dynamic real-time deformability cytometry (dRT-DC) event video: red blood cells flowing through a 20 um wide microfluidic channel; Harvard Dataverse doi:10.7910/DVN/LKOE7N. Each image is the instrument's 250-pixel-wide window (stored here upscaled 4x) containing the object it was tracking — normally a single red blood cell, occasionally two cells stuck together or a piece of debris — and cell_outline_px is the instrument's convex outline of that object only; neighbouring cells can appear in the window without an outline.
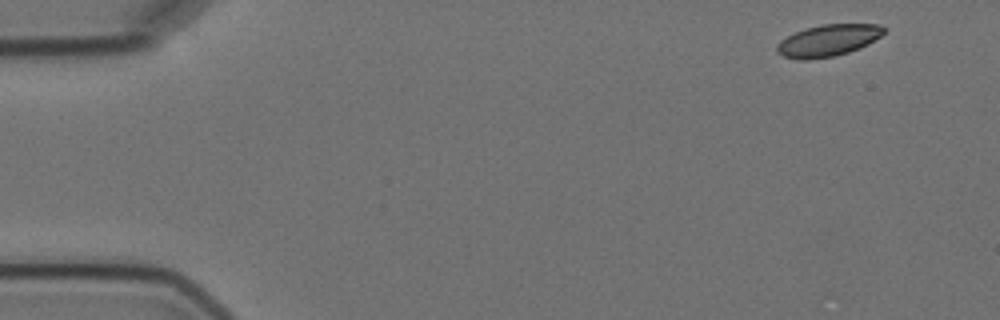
{"species": "Egyptian fruit bat (a non-hibernating species)", "species_latin": "Rousettus aegyptiacus", "temperature_condition": "cold", "stored_images_in_passage": 4, "camera_frame_rate_fps": 3000, "um_per_image_px": 0.085, "animal": {"sex": "female"}, "frame": {"image": 1, "passage_image": 1, "time_ms": 0.0, "image_size_px": [1000, 320], "cell_outline_px": [[884, 32], [880, 36], [868, 44], [860, 48], [848, 52], [832, 56], [808, 60], [800, 60], [784, 56], [776, 52], [776, 44], [780, 40], [796, 32], [808, 28], [824, 24], [880, 24], [884, 28]], "centroid_in_image_um": [70.37, 3.44], "position_along_channel_um": 14.6, "area_um2": 19.59}}
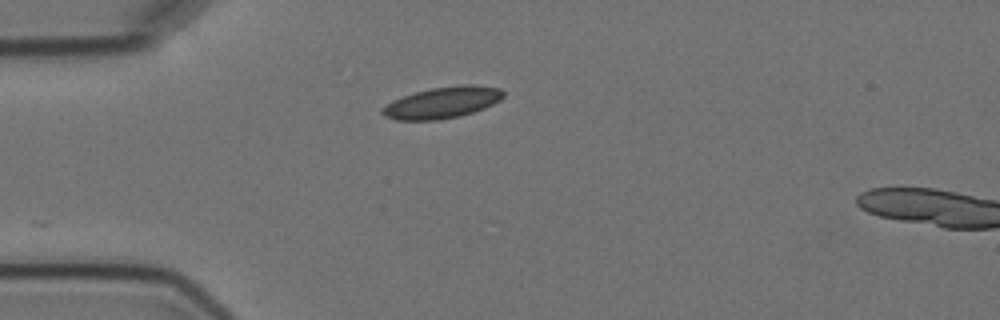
{"frame": {"image": 2, "passage_image": 4, "time_ms": 3.667, "image_size_px": [1000, 320], "cell_outline_px": [[504, 96], [500, 100], [484, 108], [460, 116], [436, 120], [396, 120], [384, 116], [380, 112], [380, 108], [392, 100], [416, 92], [432, 88], [460, 84], [476, 84], [500, 88], [504, 92]], "centroid_in_image_um": [37.59, 8.71], "position_along_channel_um": 47.4, "area_um2": 22.25}}